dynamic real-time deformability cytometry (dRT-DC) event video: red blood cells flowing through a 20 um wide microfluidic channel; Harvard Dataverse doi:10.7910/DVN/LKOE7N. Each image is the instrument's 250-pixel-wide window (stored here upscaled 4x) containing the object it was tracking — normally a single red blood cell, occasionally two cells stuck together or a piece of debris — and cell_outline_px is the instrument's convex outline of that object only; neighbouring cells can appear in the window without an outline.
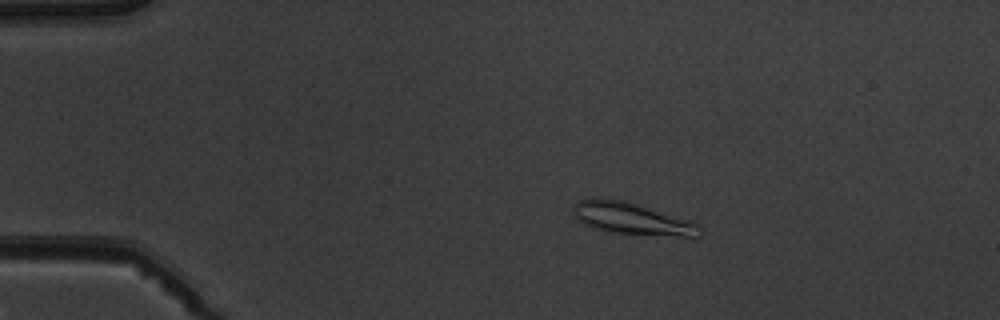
{"species": "common noctule bat (a hibernating species)", "species_latin": "Nyctalus noctula", "temperature_condition": "warm", "stored_images_in_passage": 7, "camera_frame_rate_fps": 3000, "um_per_image_px": 0.085, "animal": {"sex": "male", "body_mass_g": 19.5, "forearm_length_mm": 54.6}, "frame": {"image": 1, "passage_image": 2, "time_ms": 1.333, "image_size_px": [1000, 320], "cell_outline_px": [[700, 236], [680, 236], [612, 232], [592, 228], [576, 220], [572, 208], [572, 204], [580, 200], [592, 196], [596, 196], [624, 200], [692, 220], [700, 224]], "centroid_in_image_um": [53.65, 18.54], "position_along_channel_um": 31.3, "area_um2": 23.81}}
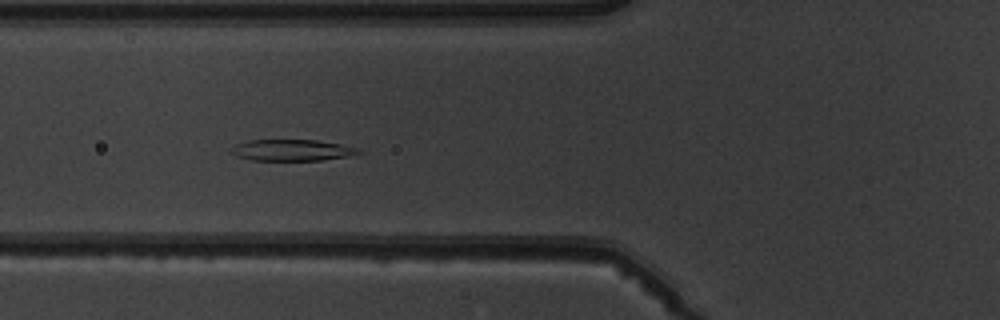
{"frame": {"image": 2, "passage_image": 5, "time_ms": 4.667, "image_size_px": [1000, 320], "cell_outline_px": [[364, 152], [348, 156], [324, 160], [252, 160], [236, 156], [232, 152], [232, 148], [236, 144], [248, 140], [316, 140], [340, 144], [360, 148]], "centroid_in_image_um": [24.86, 12.76], "position_along_channel_um": 100.9, "area_um2": 15.78}}
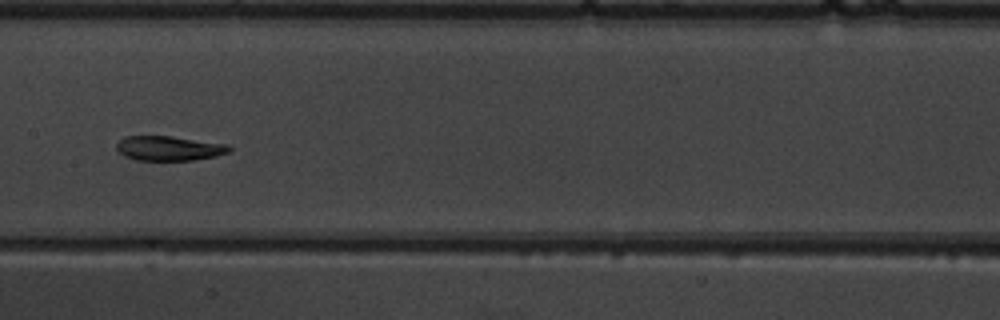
{"frame": {"image": 3, "passage_image": 7, "time_ms": 7.0, "image_size_px": [1000, 320], "cell_outline_px": [[232, 148], [228, 152], [216, 156], [196, 160], [136, 160], [124, 156], [116, 148], [116, 144], [124, 136], [172, 136], [228, 144]], "centroid_in_image_um": [14.38, 12.6], "position_along_channel_um": 193.0, "area_um2": 16.24}}